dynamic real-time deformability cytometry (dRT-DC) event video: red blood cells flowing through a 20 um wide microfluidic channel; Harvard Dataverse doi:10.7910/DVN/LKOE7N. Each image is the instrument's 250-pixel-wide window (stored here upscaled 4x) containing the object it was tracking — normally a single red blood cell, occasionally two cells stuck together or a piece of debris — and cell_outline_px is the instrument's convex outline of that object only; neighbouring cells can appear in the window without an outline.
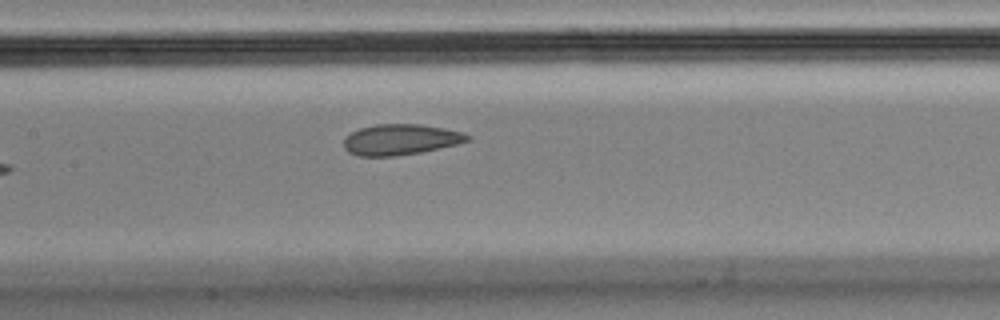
{"species": "Egyptian fruit bat (a non-hibernating species)", "species_latin": "Rousettus aegyptiacus", "temperature_condition": "cold", "stored_images_in_passage": 8, "camera_frame_rate_fps": 3000, "um_per_image_px": 0.085, "animal": {"sex": "male"}, "frame": {"image": 1, "passage_image": 8, "time_ms": 2.333, "image_size_px": [1000, 320], "cell_outline_px": [[472, 140], [456, 144], [420, 152], [396, 156], [360, 156], [348, 152], [344, 148], [344, 136], [360, 128], [376, 124], [420, 124], [444, 128], [464, 132], [472, 136]], "centroid_in_image_um": [34.06, 11.85], "position_along_channel_um": 173.3, "area_um2": 22.25}}